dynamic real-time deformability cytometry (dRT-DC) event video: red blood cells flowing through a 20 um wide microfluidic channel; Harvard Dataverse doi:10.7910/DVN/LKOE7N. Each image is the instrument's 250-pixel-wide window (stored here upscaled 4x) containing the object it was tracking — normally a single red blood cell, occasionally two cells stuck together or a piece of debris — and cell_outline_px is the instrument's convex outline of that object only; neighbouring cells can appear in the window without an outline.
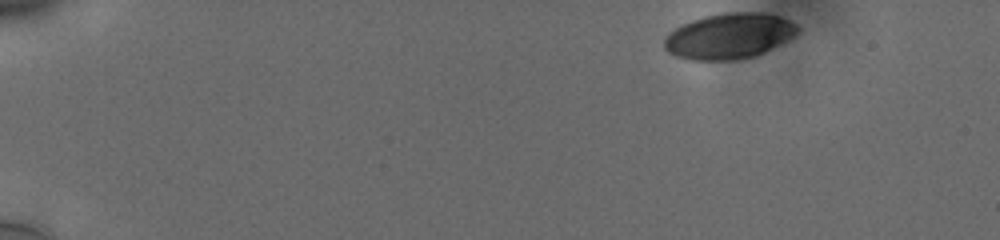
{"species": "human", "species_latin": "Homo sapiens", "temperature_condition": "cold", "stored_images_in_passage": 50, "camera_frame_rate_fps": 3000, "um_per_image_px": 0.085, "donor": {"sex": "male"}, "frame": {"image": 1, "passage_image": 1, "time_ms": 0.0, "image_size_px": [1000, 240], "cell_outline_px": [[800, 32], [764, 52], [756, 56], [736, 60], [692, 60], [676, 56], [668, 52], [664, 48], [664, 36], [668, 32], [680, 24], [704, 16], [724, 12], [764, 12], [780, 16], [796, 24], [800, 28]], "centroid_in_image_um": [61.95, 3.05], "position_along_channel_um": 23.1, "area_um2": 35.72}}
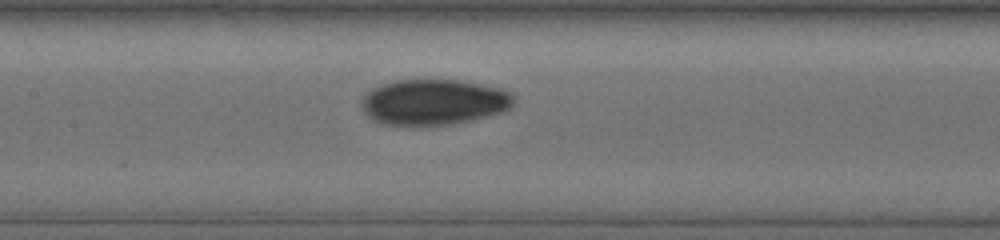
{"frame": {"image": 2, "passage_image": 23, "time_ms": 7.333, "image_size_px": [1000, 240], "cell_outline_px": [[516, 96], [512, 104], [504, 112], [472, 120], [452, 124], [412, 128], [380, 124], [372, 120], [364, 112], [360, 104], [360, 100], [372, 88], [396, 80], [460, 80], [500, 88], [512, 92]], "centroid_in_image_um": [36.84, 8.72], "position_along_channel_um": 170.6, "area_um2": 41.5}}
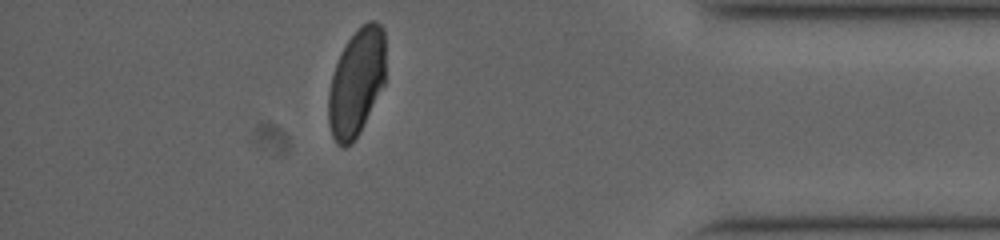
{"frame": {"image": 3, "passage_image": 44, "time_ms": 14.333, "image_size_px": [1000, 240], "cell_outline_px": [[384, 84], [360, 132], [344, 148], [340, 148], [336, 144], [332, 136], [328, 124], [328, 92], [332, 76], [336, 64], [348, 40], [368, 20], [376, 20], [384, 28]], "centroid_in_image_um": [30.29, 7.03], "position_along_channel_um": 404.9, "area_um2": 35.37}, "authors_computed_cell_mechanics": {"area_um2": 37.7723, "velocity_mm_per_s": 3.7627, "shape_relaxation_time_tau1_ms": null, "shape_relaxation_time_tau2_ms": 1.4043, "deformation_change_tau1": null, "deformation_change_tau2": 0.0426}}